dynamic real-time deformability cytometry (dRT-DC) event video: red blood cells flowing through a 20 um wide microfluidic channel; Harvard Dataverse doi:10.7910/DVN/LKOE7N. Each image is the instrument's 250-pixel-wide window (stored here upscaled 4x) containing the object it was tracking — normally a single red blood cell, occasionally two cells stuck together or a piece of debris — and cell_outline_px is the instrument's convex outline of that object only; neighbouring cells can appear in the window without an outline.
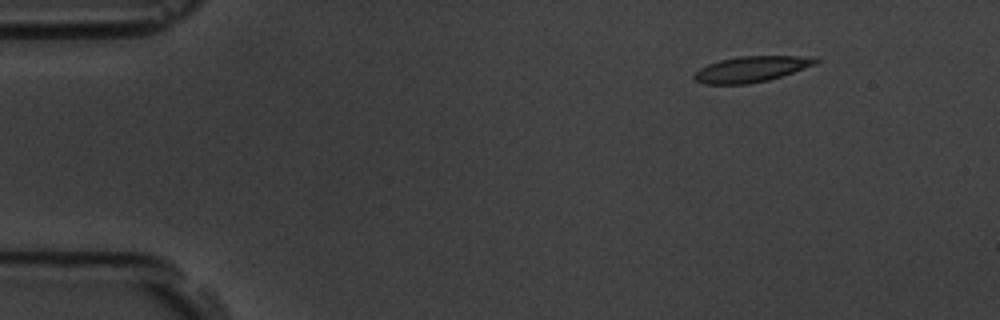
{"species": "common noctule bat (a hibernating species)", "species_latin": "Nyctalus noctula", "temperature_condition": "room temperature", "stored_images_in_passage": 3, "camera_frame_rate_fps": 3000, "um_per_image_px": 0.085, "animal": {"sex": "male", "body_mass_g": 19.5, "forearm_length_mm": 54.6}, "frame": {"image": 1, "passage_image": 1, "time_ms": 0.0, "image_size_px": [1000, 320], "cell_outline_px": [[820, 60], [816, 64], [768, 80], [748, 84], [704, 84], [696, 80], [692, 76], [700, 68], [708, 64], [720, 60], [740, 56], [800, 56]], "centroid_in_image_um": [63.81, 5.88], "position_along_channel_um": 21.2, "area_um2": 17.92}}
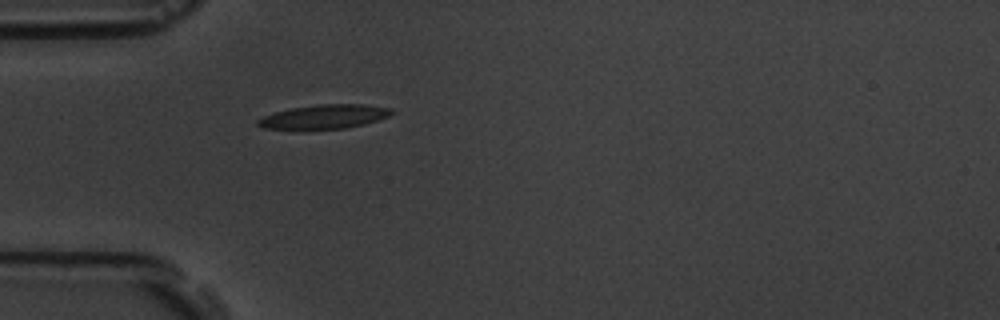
{"frame": {"image": 2, "passage_image": 3, "time_ms": 3.333, "image_size_px": [1000, 320], "cell_outline_px": [[396, 112], [388, 116], [364, 124], [344, 128], [264, 128], [256, 124], [256, 120], [264, 116], [276, 112], [292, 108], [320, 104], [364, 104], [392, 108]], "centroid_in_image_um": [27.62, 9.89], "position_along_channel_um": 57.4, "area_um2": 18.32}}